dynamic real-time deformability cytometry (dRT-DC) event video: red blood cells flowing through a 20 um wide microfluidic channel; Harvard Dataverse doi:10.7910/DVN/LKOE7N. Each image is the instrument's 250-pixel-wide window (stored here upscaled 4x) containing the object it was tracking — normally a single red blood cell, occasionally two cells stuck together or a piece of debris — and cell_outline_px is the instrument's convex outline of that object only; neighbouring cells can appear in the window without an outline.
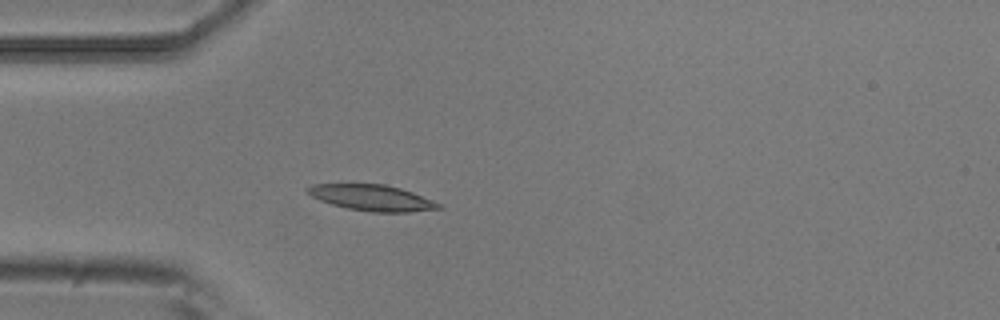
{"species": "common noctule bat (a hibernating species)", "species_latin": "Nyctalus noctula", "temperature_condition": "room temperature", "stored_images_in_passage": 4, "camera_frame_rate_fps": 3000, "um_per_image_px": 0.085, "animal": {"sex": "male", "body_mass_g": 20.5, "forearm_length_mm": 52.5}, "frame": {"image": 1, "passage_image": 4, "time_ms": 1.0, "image_size_px": [1000, 320], "cell_outline_px": [[444, 208], [408, 212], [372, 212], [348, 208], [332, 204], [320, 200], [304, 192], [304, 188], [312, 184], [384, 184], [400, 188], [412, 192], [444, 204]], "centroid_in_image_um": [31.63, 16.81], "position_along_channel_um": 53.4, "area_um2": 19.94}}